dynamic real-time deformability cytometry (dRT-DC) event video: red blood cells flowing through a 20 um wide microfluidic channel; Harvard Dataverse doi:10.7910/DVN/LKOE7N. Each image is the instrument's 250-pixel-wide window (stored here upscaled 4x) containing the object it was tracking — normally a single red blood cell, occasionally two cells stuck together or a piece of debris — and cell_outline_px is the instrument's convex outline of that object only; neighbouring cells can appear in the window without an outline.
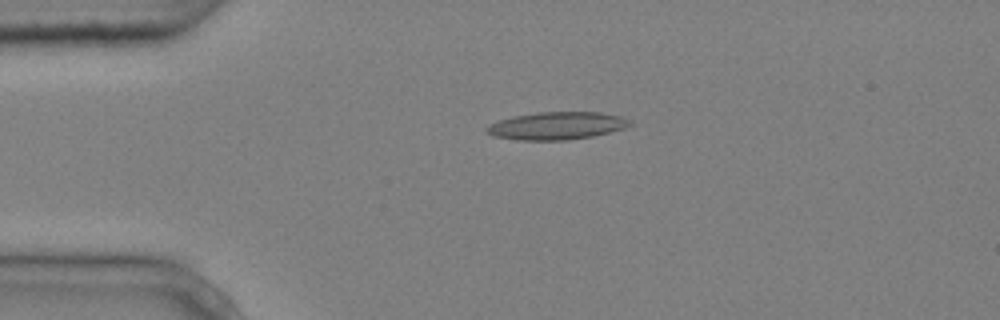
{"species": "common noctule bat (a hibernating species)", "species_latin": "Nyctalus noctula", "temperature_condition": "cold", "stored_images_in_passage": 5, "camera_frame_rate_fps": 3000, "um_per_image_px": 0.085, "animal": {"sex": "male", "body_mass_g": 20.4}, "frame": {"image": 1, "passage_image": 4, "time_ms": 1.0, "image_size_px": [1000, 320], "cell_outline_px": [[632, 124], [624, 128], [592, 136], [568, 140], [516, 140], [492, 136], [484, 132], [484, 128], [488, 124], [512, 116], [540, 112], [600, 112], [620, 116], [628, 120]], "centroid_in_image_um": [47.24, 10.69], "position_along_channel_um": 37.8, "area_um2": 23.12}}